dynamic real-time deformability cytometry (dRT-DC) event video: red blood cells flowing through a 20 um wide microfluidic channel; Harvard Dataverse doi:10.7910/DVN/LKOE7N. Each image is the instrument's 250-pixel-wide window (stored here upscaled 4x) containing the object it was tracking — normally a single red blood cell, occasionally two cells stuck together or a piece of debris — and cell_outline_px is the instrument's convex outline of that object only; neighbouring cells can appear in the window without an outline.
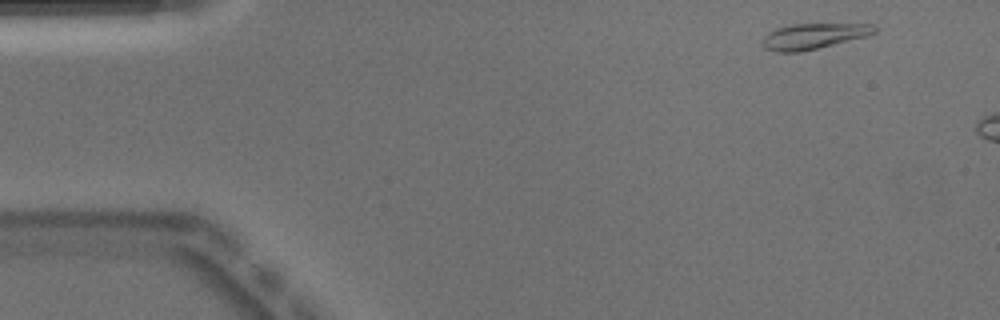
{"species": "Egyptian fruit bat (a non-hibernating species)", "species_latin": "Rousettus aegyptiacus", "temperature_condition": "warm", "stored_images_in_passage": 6, "camera_frame_rate_fps": 3000, "um_per_image_px": 0.085, "animal": {"sex": "male"}, "frame": {"image": 1, "passage_image": 1, "time_ms": 0.0, "image_size_px": [1000, 320], "cell_outline_px": [[876, 32], [868, 36], [800, 52], [776, 52], [764, 48], [760, 40], [768, 32], [776, 28], [792, 24], [872, 24], [876, 28]], "centroid_in_image_um": [69.11, 3.07], "position_along_channel_um": 15.9, "area_um2": 16.76}}